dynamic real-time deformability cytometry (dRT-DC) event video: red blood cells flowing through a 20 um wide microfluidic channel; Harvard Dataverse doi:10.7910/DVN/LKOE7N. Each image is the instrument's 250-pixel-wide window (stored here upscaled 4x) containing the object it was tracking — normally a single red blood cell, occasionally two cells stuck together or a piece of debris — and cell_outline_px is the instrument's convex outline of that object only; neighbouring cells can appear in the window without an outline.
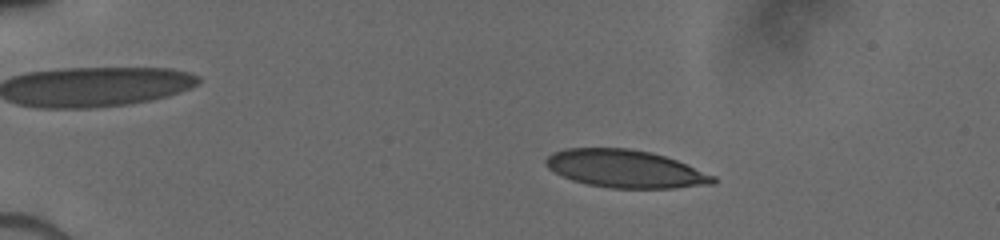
{"species": "human", "species_latin": "Homo sapiens", "temperature_condition": "cold", "stored_images_in_passage": 12, "camera_frame_rate_fps": 3000, "um_per_image_px": 0.085, "donor": {"sex": "male"}, "frame": {"image": 1, "passage_image": 5, "time_ms": 3.333, "image_size_px": [1000, 240], "cell_outline_px": [[716, 184], [672, 188], [612, 188], [588, 184], [572, 180], [548, 168], [544, 164], [544, 160], [552, 152], [564, 148], [628, 148], [652, 152], [676, 160], [716, 176]], "centroid_in_image_um": [53.15, 14.34], "position_along_channel_um": 31.8, "area_um2": 36.82}}
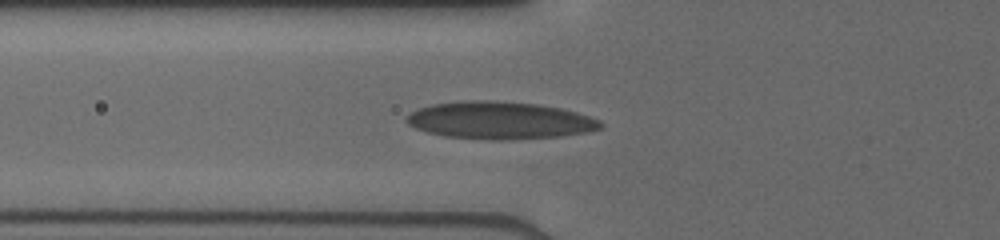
{"frame": {"image": 2, "passage_image": 10, "time_ms": 6.667, "image_size_px": [1000, 240], "cell_outline_px": [[604, 128], [588, 132], [560, 136], [508, 140], [488, 140], [444, 136], [428, 132], [416, 128], [408, 124], [404, 120], [412, 112], [420, 108], [432, 104], [468, 100], [492, 100], [536, 104], [560, 108], [576, 112], [600, 120], [604, 124]], "centroid_in_image_um": [42.5, 10.24], "position_along_channel_um": 83.3, "area_um2": 42.37}}
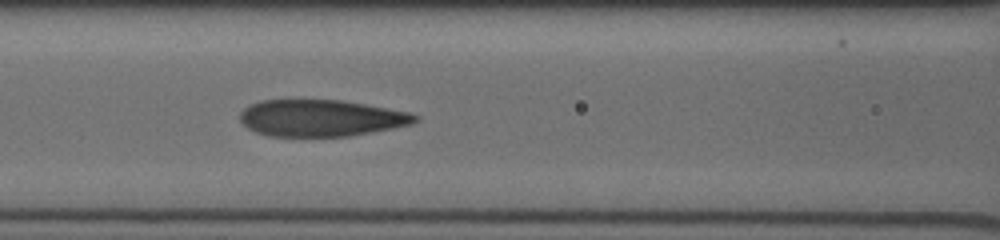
{"frame": {"image": 3, "passage_image": 12, "time_ms": 8.0, "image_size_px": [1000, 240], "cell_outline_px": [[420, 120], [412, 124], [372, 132], [348, 136], [268, 136], [256, 132], [248, 128], [240, 120], [240, 112], [244, 108], [260, 100], [340, 100], [364, 104], [408, 112], [420, 116]], "centroid_in_image_um": [27.29, 10.04], "position_along_channel_um": 139.3, "area_um2": 37.28}}